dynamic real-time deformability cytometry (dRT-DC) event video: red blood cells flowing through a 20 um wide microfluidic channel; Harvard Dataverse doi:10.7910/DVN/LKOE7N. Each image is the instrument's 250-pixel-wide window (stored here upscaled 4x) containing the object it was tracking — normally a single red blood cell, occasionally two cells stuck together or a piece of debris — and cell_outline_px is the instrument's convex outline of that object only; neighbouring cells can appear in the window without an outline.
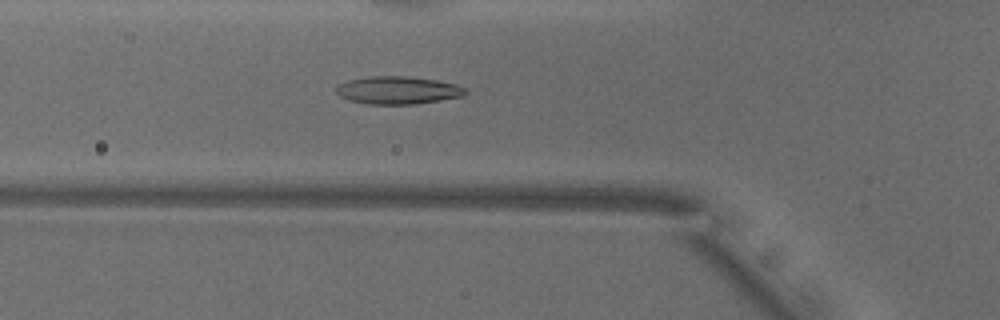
{"species": "common noctule bat (a hibernating species)", "species_latin": "Nyctalus noctula", "temperature_condition": "warm", "stored_images_in_passage": 38, "camera_frame_rate_fps": 3000, "um_per_image_px": 0.085, "animal": {"sex": "male", "body_mass_g": 18.8}, "frame": {"image": 1, "passage_image": 10, "time_ms": 3.0, "image_size_px": [1000, 320], "cell_outline_px": [[468, 92], [464, 96], [440, 100], [412, 104], [368, 104], [352, 100], [340, 96], [336, 92], [336, 88], [340, 84], [348, 80], [372, 76], [404, 76], [436, 80], [456, 84], [468, 88]], "centroid_in_image_um": [33.87, 7.66], "position_along_channel_um": 91.9, "area_um2": 20.75}}
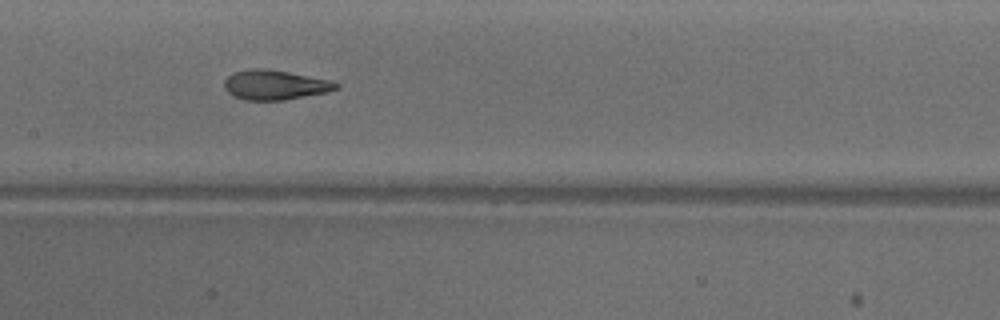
{"frame": {"image": 2, "passage_image": 17, "time_ms": 5.333, "image_size_px": [1000, 320], "cell_outline_px": [[340, 88], [324, 92], [284, 100], [244, 100], [232, 96], [224, 88], [224, 80], [232, 72], [248, 68], [268, 68], [328, 80], [340, 84]], "centroid_in_image_um": [23.29, 7.21], "position_along_channel_um": 184.1, "area_um2": 19.36}}
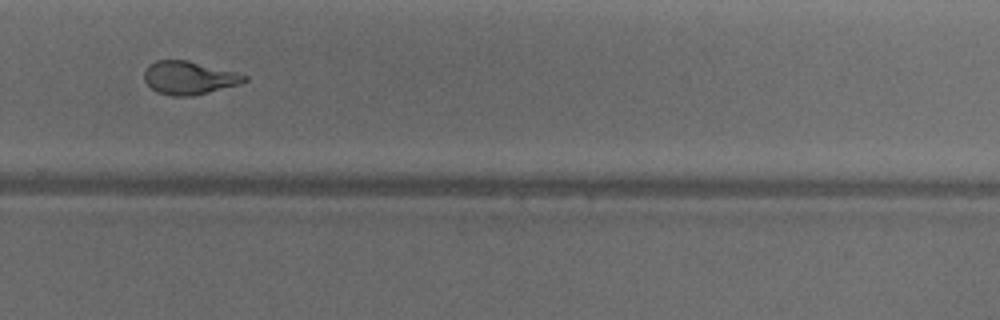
{"frame": {"image": 3, "passage_image": 27, "time_ms": 8.667, "image_size_px": [1000, 320], "cell_outline_px": [[248, 80], [240, 84], [192, 96], [172, 96], [156, 92], [144, 80], [144, 72], [148, 64], [156, 60], [188, 60], [248, 76]], "centroid_in_image_um": [16.03, 6.61], "position_along_channel_um": 313.8, "area_um2": 19.25}, "authors_computed_cell_mechanics": {"area_um2": 20.0277, "velocity_mm_per_s": 3.9121, "shape_relaxation_time_tau1_ms": 8.0636, "shape_relaxation_time_tau2_ms": 1.3351, "deformation_change_tau1": 0.2495, "deformation_change_tau2": 0.0877}}